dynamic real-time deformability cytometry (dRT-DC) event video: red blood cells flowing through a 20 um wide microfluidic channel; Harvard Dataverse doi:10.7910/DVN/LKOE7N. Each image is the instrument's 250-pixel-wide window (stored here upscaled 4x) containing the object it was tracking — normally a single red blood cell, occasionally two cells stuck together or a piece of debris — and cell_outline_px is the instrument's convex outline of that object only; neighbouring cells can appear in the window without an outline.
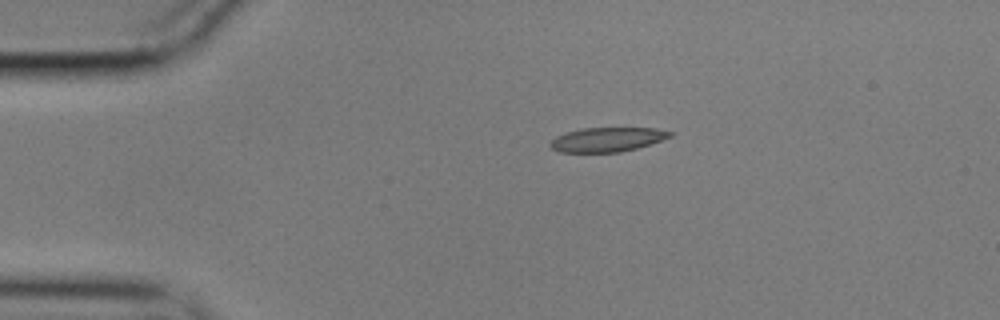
{"species": "common noctule bat (a hibernating species)", "species_latin": "Nyctalus noctula", "temperature_condition": "cold", "stored_images_in_passage": 46, "camera_frame_rate_fps": 3000, "um_per_image_px": 0.085, "animal": {"sex": "male", "body_mass_g": 17.9}, "frame": {"image": 1, "passage_image": 1, "time_ms": 0.0, "image_size_px": [1000, 320], "cell_outline_px": [[672, 136], [636, 148], [620, 152], [560, 152], [552, 148], [548, 144], [556, 136], [568, 132], [584, 128], [656, 128], [672, 132]], "centroid_in_image_um": [51.59, 11.86], "position_along_channel_um": 33.4, "area_um2": 16.7}}
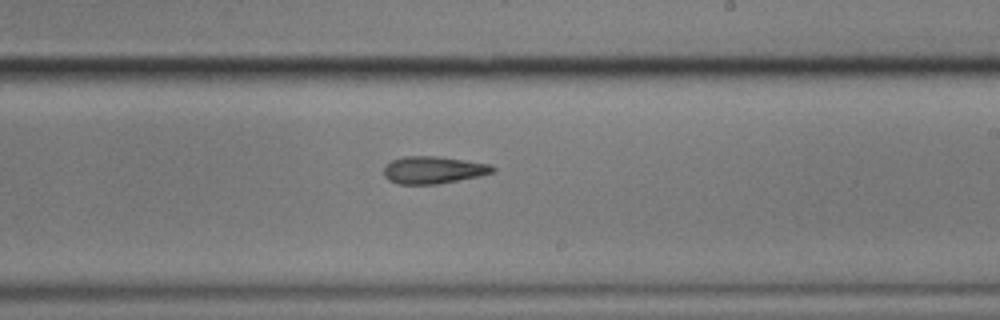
{"frame": {"image": 2, "passage_image": 23, "time_ms": 7.333, "image_size_px": [1000, 320], "cell_outline_px": [[496, 172], [480, 176], [440, 184], [400, 184], [388, 180], [384, 176], [384, 168], [392, 160], [404, 156], [440, 156], [492, 164], [496, 168]], "centroid_in_image_um": [36.89, 14.44], "position_along_channel_um": 252.1, "area_um2": 17.57}}
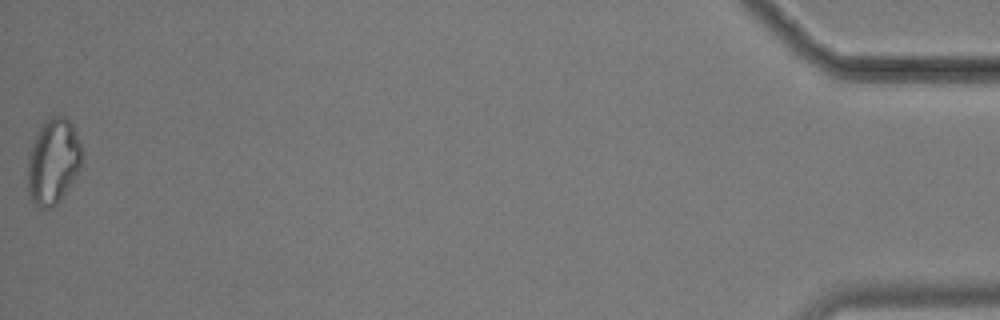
{"frame": {"image": 3, "passage_image": 46, "time_ms": 15.0, "image_size_px": [1000, 320], "cell_outline_px": [[80, 164], [68, 188], [60, 200], [56, 204], [48, 208], [40, 208], [28, 200], [28, 152], [36, 132], [48, 116], [64, 116], [72, 124], [76, 132], [80, 144]], "centroid_in_image_um": [4.46, 13.72], "position_along_channel_um": 430.7, "area_um2": 26.93}}